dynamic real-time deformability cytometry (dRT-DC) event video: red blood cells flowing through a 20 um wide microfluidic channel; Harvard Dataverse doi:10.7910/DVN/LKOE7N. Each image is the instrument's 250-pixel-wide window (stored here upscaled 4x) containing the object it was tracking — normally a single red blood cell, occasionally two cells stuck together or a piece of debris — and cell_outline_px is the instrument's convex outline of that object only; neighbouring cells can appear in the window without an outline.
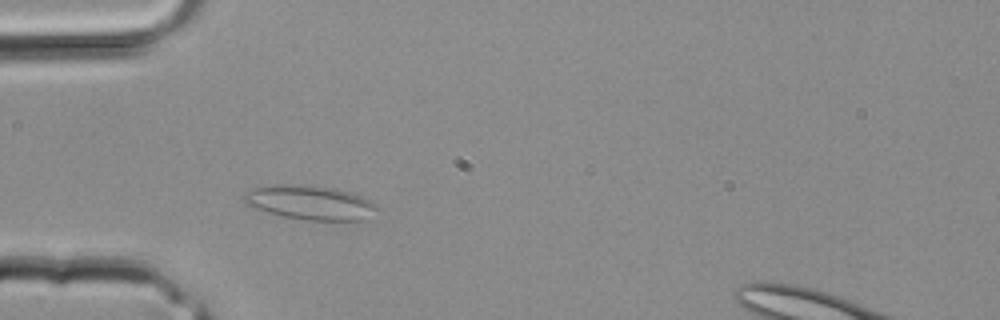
{"species": "common noctule bat (a hibernating species)", "species_latin": "Nyctalus noctula", "temperature_condition": "room temperature", "stored_images_in_passage": 2, "camera_frame_rate_fps": 3000, "um_per_image_px": 0.085, "animal": {"sex": "male", "body_mass_g": 20.4}, "frame": {"image": 1, "passage_image": 2, "time_ms": 0.333, "image_size_px": [1000, 320], "cell_outline_px": [[380, 208], [364, 220], [308, 220], [284, 216], [264, 212], [252, 208], [244, 204], [240, 196], [256, 188], [272, 184], [296, 184], [336, 188], [364, 196], [376, 204]], "centroid_in_image_um": [26.34, 17.21], "position_along_channel_um": 58.7, "area_um2": 26.88}}